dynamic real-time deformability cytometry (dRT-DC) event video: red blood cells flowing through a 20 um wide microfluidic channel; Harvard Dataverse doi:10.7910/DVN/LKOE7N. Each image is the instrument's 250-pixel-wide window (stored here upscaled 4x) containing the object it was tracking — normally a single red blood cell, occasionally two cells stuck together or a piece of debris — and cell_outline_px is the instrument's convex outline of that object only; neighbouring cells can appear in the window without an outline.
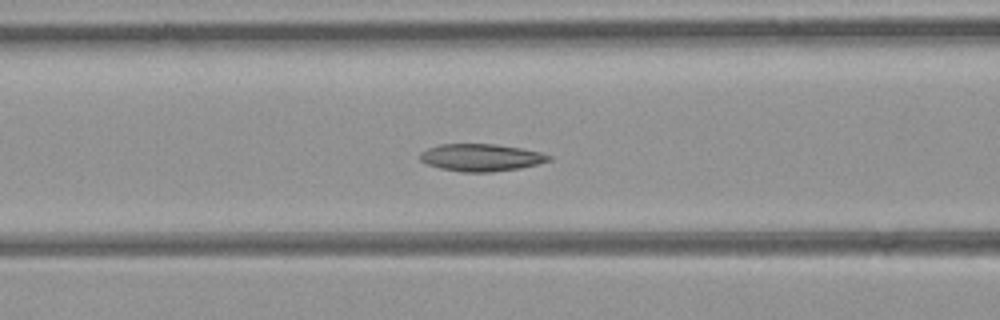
{"species": "common noctule bat (a hibernating species)", "species_latin": "Nyctalus noctula", "temperature_condition": "room temperature", "stored_images_in_passage": 48, "camera_frame_rate_fps": 3000, "um_per_image_px": 0.085, "animal": {"sex": "female", "body_mass_g": 21.9}, "frame": {"image": 1, "passage_image": 19, "time_ms": 6.0, "image_size_px": [1000, 320], "cell_outline_px": [[552, 160], [520, 168], [492, 172], [460, 172], [440, 168], [428, 164], [420, 160], [420, 152], [428, 148], [440, 144], [496, 144], [520, 148], [540, 152], [552, 156]], "centroid_in_image_um": [40.89, 13.39], "position_along_channel_um": 125.7, "area_um2": 20.46}}
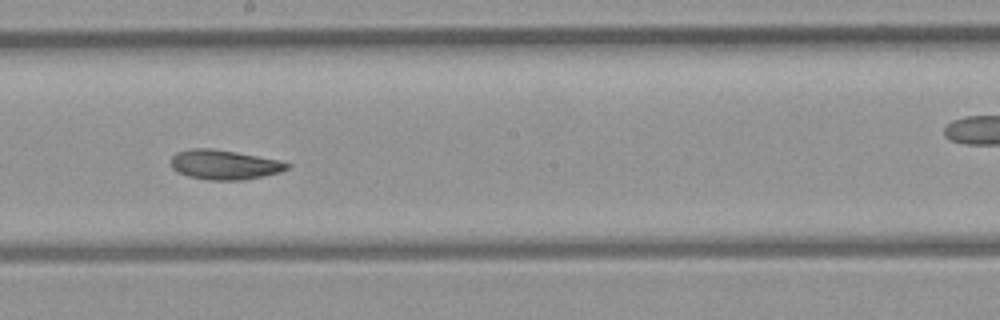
{"frame": {"image": 2, "passage_image": 26, "time_ms": 8.333, "image_size_px": [1000, 320], "cell_outline_px": [[292, 164], [288, 168], [280, 172], [244, 180], [208, 180], [188, 176], [176, 172], [172, 168], [172, 156], [176, 152], [192, 148], [212, 148], [236, 152], [280, 160]], "centroid_in_image_um": [19.06, 14.0], "position_along_channel_um": 229.1, "area_um2": 20.11}}
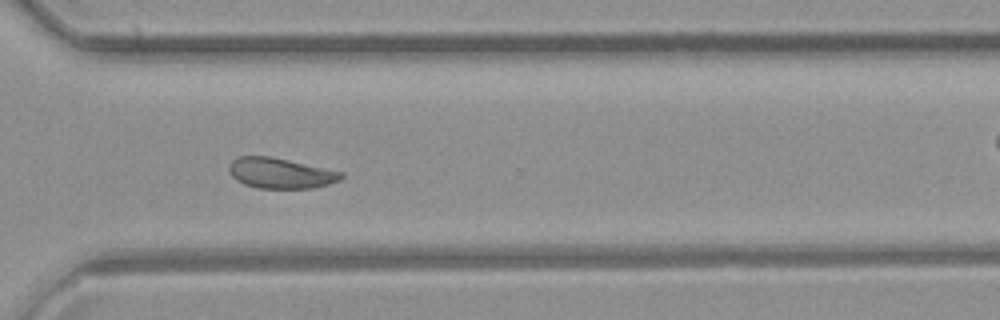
{"frame": {"image": 3, "passage_image": 34, "time_ms": 11.0, "image_size_px": [1000, 320], "cell_outline_px": [[344, 176], [340, 180], [328, 184], [312, 188], [256, 188], [244, 184], [236, 180], [228, 172], [228, 164], [232, 160], [240, 156], [268, 156], [288, 160], [344, 172]], "centroid_in_image_um": [23.81, 14.72], "position_along_channel_um": 346.8, "area_um2": 19.94}, "authors_computed_cell_mechanics": {"area_um2": 21.1837, "velocity_mm_per_s": 4.4267, "shape_relaxation_time_tau1_ms": null, "shape_relaxation_time_tau2_ms": 3.2572, "deformation_change_tau1": null, "deformation_change_tau2": 0.0783}}